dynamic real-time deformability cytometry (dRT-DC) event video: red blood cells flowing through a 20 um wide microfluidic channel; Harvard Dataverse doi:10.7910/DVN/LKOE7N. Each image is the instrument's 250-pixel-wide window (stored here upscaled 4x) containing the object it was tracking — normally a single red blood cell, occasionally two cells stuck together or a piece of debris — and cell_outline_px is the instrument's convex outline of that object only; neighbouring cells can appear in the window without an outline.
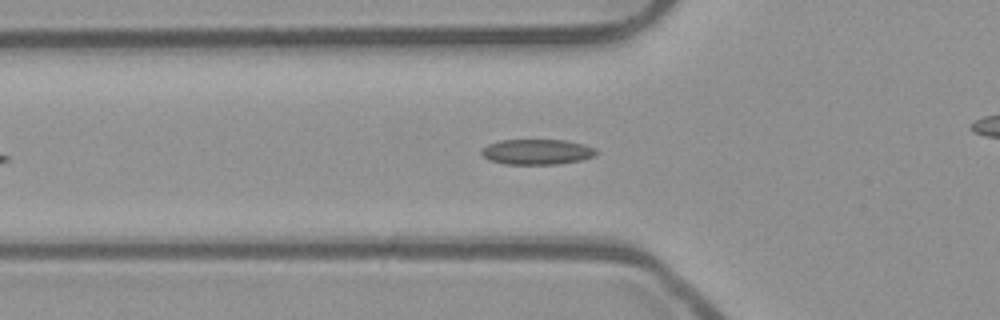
{"species": "common noctule bat (a hibernating species)", "species_latin": "Nyctalus noctula", "temperature_condition": "room temperature", "stored_images_in_passage": 35, "camera_frame_rate_fps": 3000, "um_per_image_px": 0.085, "animal": {"sex": "male", "body_mass_g": 23.1, "forearm_length_mm": 52.7}, "frame": {"image": 1, "passage_image": 3, "time_ms": 0.667, "image_size_px": [1000, 320], "cell_outline_px": [[600, 152], [596, 156], [580, 160], [556, 164], [504, 164], [488, 160], [480, 152], [488, 144], [500, 140], [564, 140], [584, 144], [596, 148]], "centroid_in_image_um": [45.68, 12.91], "position_along_channel_um": 80.1, "area_um2": 17.05}}
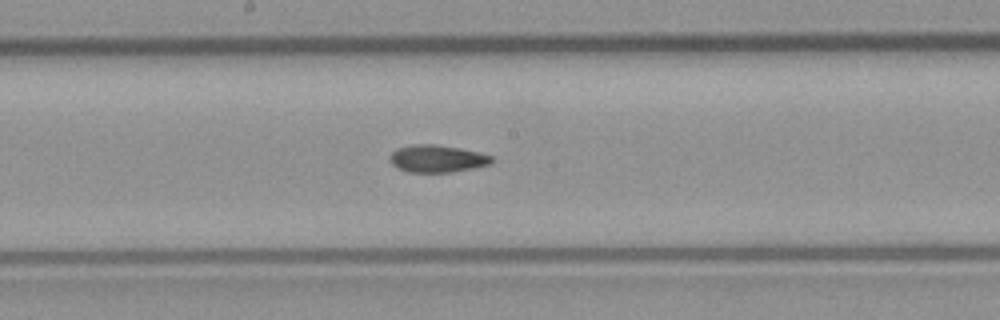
{"frame": {"image": 2, "passage_image": 13, "time_ms": 4.0, "image_size_px": [1000, 320], "cell_outline_px": [[492, 164], [452, 172], [408, 172], [392, 164], [388, 160], [388, 156], [396, 148], [412, 144], [436, 144], [460, 148], [492, 156]], "centroid_in_image_um": [37.11, 13.48], "position_along_channel_um": 211.1, "area_um2": 16.24}}
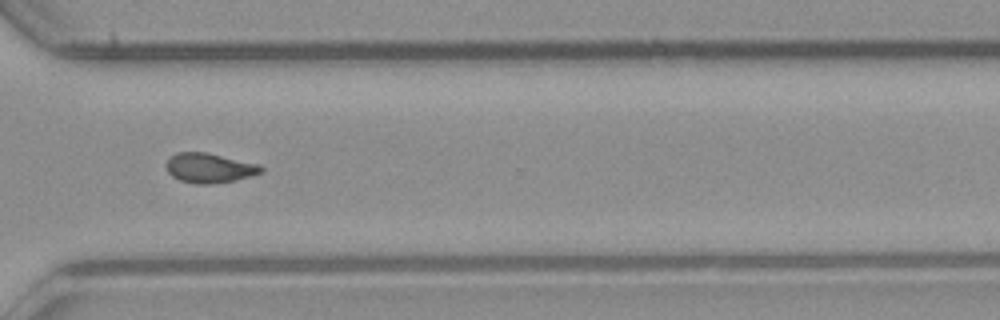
{"frame": {"image": 3, "passage_image": 24, "time_ms": 7.667, "image_size_px": [1000, 320], "cell_outline_px": [[264, 172], [236, 180], [208, 184], [196, 184], [180, 180], [172, 176], [168, 172], [168, 160], [176, 152], [208, 152], [260, 164], [264, 168]], "centroid_in_image_um": [17.86, 14.27], "position_along_channel_um": 352.7, "area_um2": 16.42}, "authors_computed_cell_mechanics": {"area_um2": 16.473, "velocity_mm_per_s": 3.8782, "shape_relaxation_time_tau1_ms": null, "shape_relaxation_time_tau2_ms": 3.2353, "deformation_change_tau1": null, "deformation_change_tau2": 0.0801}}